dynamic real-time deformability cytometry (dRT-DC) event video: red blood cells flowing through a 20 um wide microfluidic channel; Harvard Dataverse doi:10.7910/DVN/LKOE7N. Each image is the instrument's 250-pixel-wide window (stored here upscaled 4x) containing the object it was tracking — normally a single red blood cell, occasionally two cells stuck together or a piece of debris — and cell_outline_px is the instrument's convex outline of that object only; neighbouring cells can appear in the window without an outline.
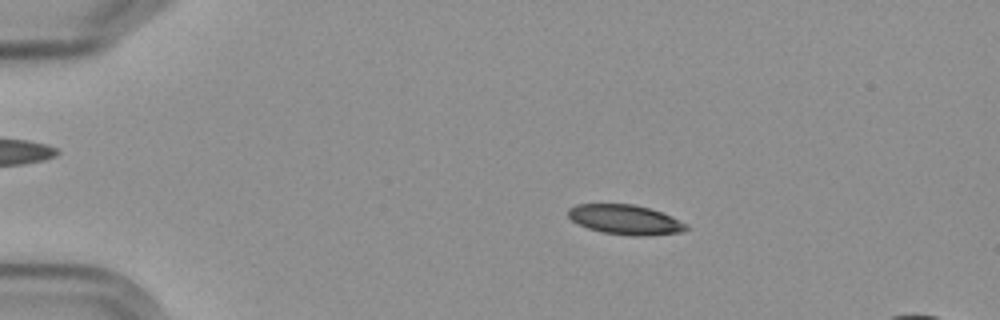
{"species": "Egyptian fruit bat (a non-hibernating species)", "species_latin": "Rousettus aegyptiacus", "temperature_condition": "cold", "stored_images_in_passage": 6, "camera_frame_rate_fps": 3000, "um_per_image_px": 0.085, "frame": {"image": 1, "passage_image": 2, "time_ms": 2.0, "image_size_px": [1000, 320], "cell_outline_px": [[688, 228], [684, 232], [648, 236], [628, 236], [604, 232], [588, 228], [572, 220], [568, 216], [568, 208], [576, 204], [636, 204], [672, 216], [688, 224]], "centroid_in_image_um": [53.18, 18.67], "position_along_channel_um": 31.8, "area_um2": 20.58}}
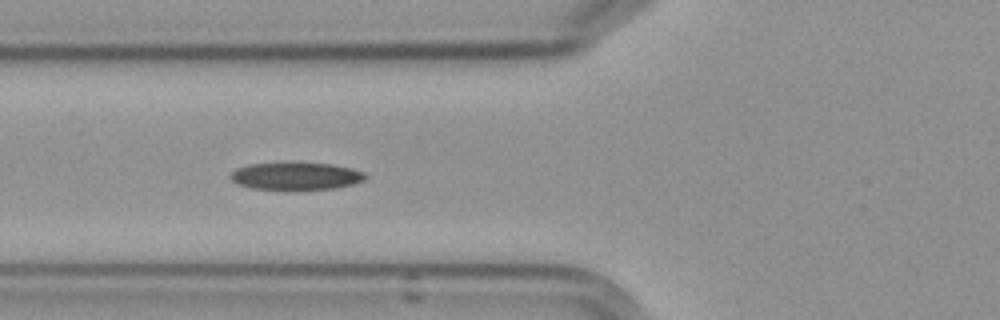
{"frame": {"image": 2, "passage_image": 5, "time_ms": 5.667, "image_size_px": [1000, 320], "cell_outline_px": [[368, 176], [364, 180], [352, 184], [336, 188], [252, 188], [240, 184], [232, 180], [228, 176], [236, 168], [248, 164], [280, 160], [292, 160], [332, 164], [352, 168], [364, 172]], "centroid_in_image_um": [25.14, 14.88], "position_along_channel_um": 100.7, "area_um2": 22.08}}
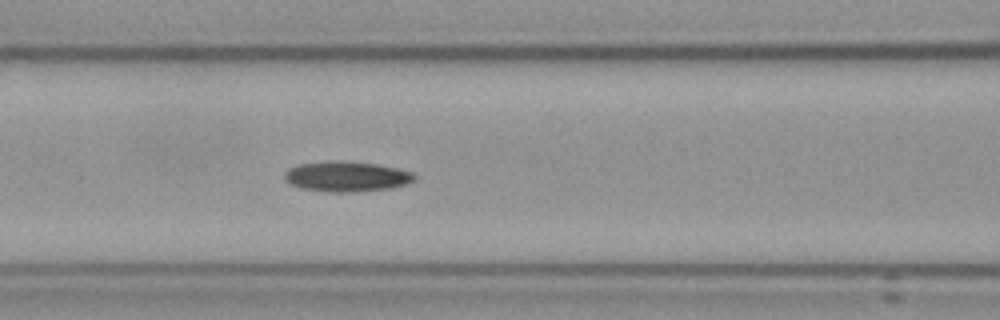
{"frame": {"image": 3, "passage_image": 6, "time_ms": 6.667, "image_size_px": [1000, 320], "cell_outline_px": [[416, 176], [412, 180], [404, 184], [388, 188], [352, 192], [328, 192], [300, 188], [284, 180], [284, 172], [288, 168], [300, 164], [340, 160], [376, 164], [396, 168], [412, 172]], "centroid_in_image_um": [29.4, 15.0], "position_along_channel_um": 137.2, "area_um2": 22.66}}